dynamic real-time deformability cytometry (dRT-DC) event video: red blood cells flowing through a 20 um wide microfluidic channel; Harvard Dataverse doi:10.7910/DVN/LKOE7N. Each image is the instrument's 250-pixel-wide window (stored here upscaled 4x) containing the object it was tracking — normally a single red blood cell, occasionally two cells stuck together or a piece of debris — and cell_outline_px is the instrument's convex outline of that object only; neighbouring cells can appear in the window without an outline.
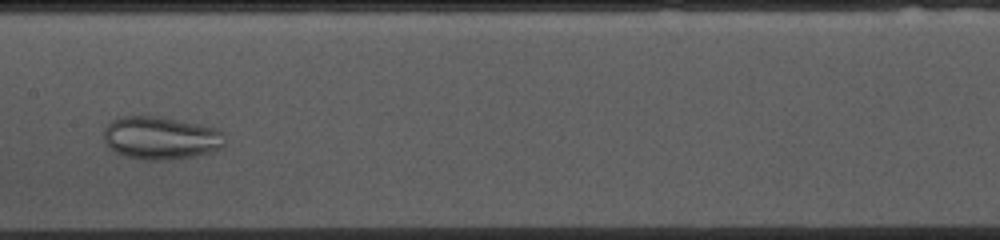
{"species": "common noctule bat (a hibernating species)", "species_latin": "Nyctalus noctula", "temperature_condition": "cold", "stored_images_in_passage": 40, "camera_frame_rate_fps": 3000, "um_per_image_px": 0.085, "animal": {"sex": "female", "body_mass_g": 10.0, "forearm_length_mm": 53.1}, "frame": {"image": 1, "passage_image": 22, "time_ms": 7.0, "image_size_px": [1000, 240], "cell_outline_px": [[224, 148], [212, 152], [196, 156], [168, 160], [140, 160], [124, 156], [108, 148], [104, 140], [104, 128], [112, 120], [120, 116], [164, 116], [200, 124], [216, 128], [220, 132], [224, 144]], "centroid_in_image_um": [13.64, 11.73], "position_along_channel_um": 193.8, "area_um2": 30.75}}
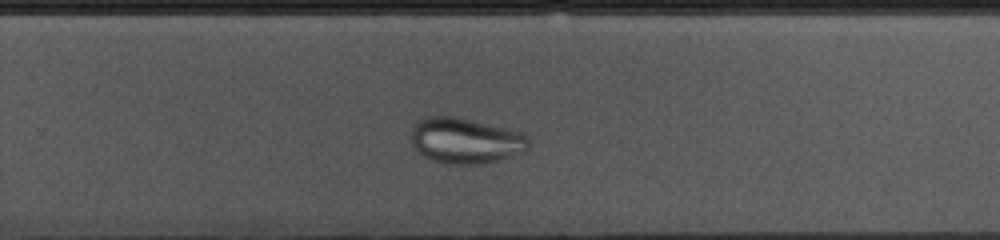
{"frame": {"image": 2, "passage_image": 30, "time_ms": 9.667, "image_size_px": [1000, 240], "cell_outline_px": [[528, 148], [524, 152], [496, 160], [480, 164], [456, 164], [432, 160], [424, 156], [412, 144], [412, 128], [420, 120], [428, 116], [456, 116], [508, 128], [520, 132], [528, 136]], "centroid_in_image_um": [39.59, 11.94], "position_along_channel_um": 290.2, "area_um2": 30.98}}
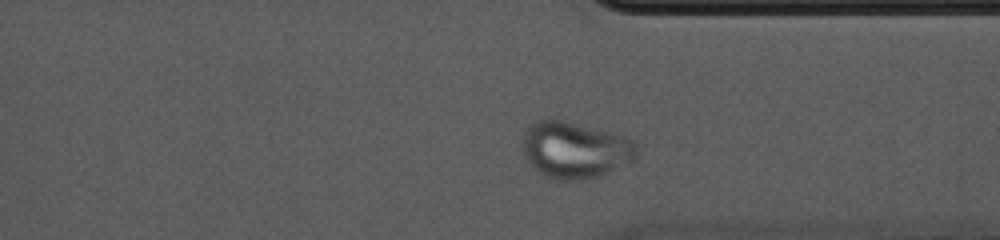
{"frame": {"image": 3, "passage_image": 36, "time_ms": 11.667, "image_size_px": [1000, 240], "cell_outline_px": [[636, 152], [632, 156], [616, 168], [608, 172], [596, 176], [576, 180], [556, 180], [544, 176], [536, 172], [532, 168], [524, 156], [520, 148], [520, 144], [528, 124], [536, 120], [564, 120], [624, 136], [632, 140], [636, 144]], "centroid_in_image_um": [48.73, 12.73], "position_along_channel_um": 362.7, "area_um2": 37.34}}